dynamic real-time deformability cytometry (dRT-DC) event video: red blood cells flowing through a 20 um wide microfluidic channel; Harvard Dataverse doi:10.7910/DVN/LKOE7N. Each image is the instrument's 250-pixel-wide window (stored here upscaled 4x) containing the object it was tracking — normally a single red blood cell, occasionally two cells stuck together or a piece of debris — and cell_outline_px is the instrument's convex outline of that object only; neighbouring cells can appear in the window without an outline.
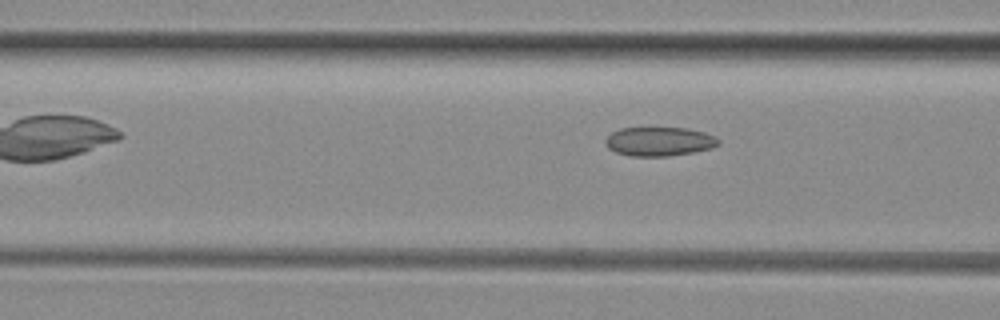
{"species": "common noctule bat (a hibernating species)", "species_latin": "Nyctalus noctula", "temperature_condition": "room temperature", "stored_images_in_passage": 5, "segment_of_instrument_passage": [2, 2], "camera_frame_rate_fps": 3000, "um_per_image_px": 0.085, "animal": {"sex": "female", "body_mass_g": 29.2, "forearm_length_mm": 56.3}, "frame": {"image": 1, "passage_image": 5, "time_ms": 5.333, "image_size_px": [1000, 320], "cell_outline_px": [[720, 144], [712, 148], [692, 152], [668, 156], [632, 156], [616, 152], [608, 148], [604, 140], [612, 132], [620, 128], [688, 128], [704, 132], [716, 136], [720, 140]], "centroid_in_image_um": [56.06, 12.02], "position_along_channel_um": 110.5, "area_um2": 19.13}}